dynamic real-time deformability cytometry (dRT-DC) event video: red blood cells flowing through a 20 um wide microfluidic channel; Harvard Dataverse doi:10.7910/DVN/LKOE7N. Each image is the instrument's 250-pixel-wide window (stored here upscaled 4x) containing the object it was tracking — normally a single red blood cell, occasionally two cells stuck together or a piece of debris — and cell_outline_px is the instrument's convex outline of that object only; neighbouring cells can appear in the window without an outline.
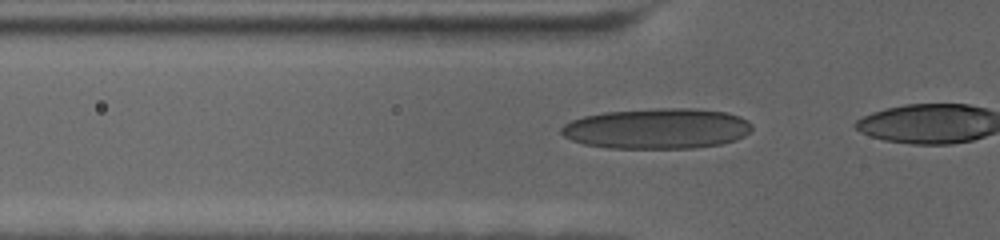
{"species": "human", "species_latin": "Homo sapiens", "temperature_condition": "cold", "stored_images_in_passage": 24, "camera_frame_rate_fps": 3000, "um_per_image_px": 0.085, "donor": {"sex": "female"}, "frame": {"image": 1, "passage_image": 17, "time_ms": 5.333, "image_size_px": [1000, 240], "cell_outline_px": [[752, 128], [744, 136], [736, 140], [720, 144], [696, 148], [608, 148], [584, 144], [572, 140], [564, 136], [560, 132], [560, 128], [564, 124], [572, 120], [584, 116], [604, 112], [656, 108], [692, 108], [728, 112], [740, 116], [748, 120], [752, 124]], "centroid_in_image_um": [55.87, 10.92], "position_along_channel_um": 69.9, "area_um2": 45.26}}
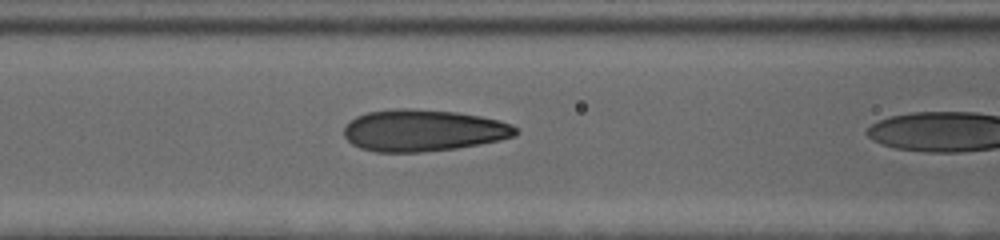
{"frame": {"image": 2, "passage_image": 23, "time_ms": 7.333, "image_size_px": [1000, 240], "cell_outline_px": [[520, 132], [516, 136], [500, 140], [480, 144], [456, 148], [420, 152], [376, 152], [360, 148], [352, 144], [344, 136], [344, 128], [356, 116], [368, 112], [404, 108], [408, 108], [456, 112], [480, 116], [512, 124], [520, 128]], "centroid_in_image_um": [36.01, 11.09], "position_along_channel_um": 130.6, "area_um2": 41.73}}